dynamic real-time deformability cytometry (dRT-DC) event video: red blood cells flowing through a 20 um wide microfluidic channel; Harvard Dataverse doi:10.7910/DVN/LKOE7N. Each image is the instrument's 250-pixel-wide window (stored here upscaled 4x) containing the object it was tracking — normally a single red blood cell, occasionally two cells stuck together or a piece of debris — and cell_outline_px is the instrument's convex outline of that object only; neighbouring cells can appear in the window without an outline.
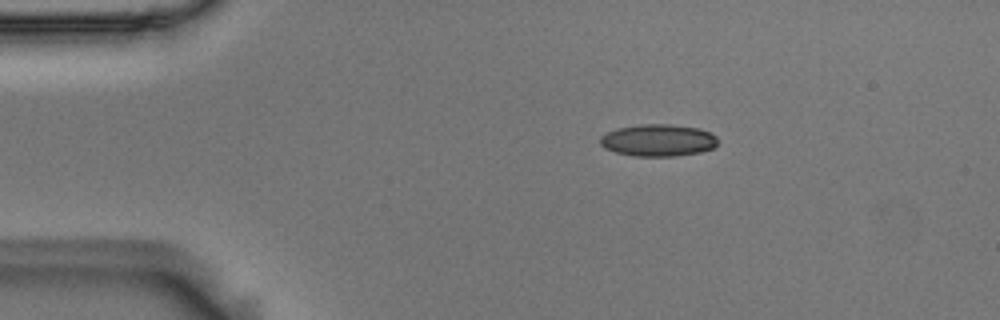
{"species": "Egyptian fruit bat (a non-hibernating species)", "species_latin": "Rousettus aegyptiacus", "temperature_condition": "room temperature", "stored_images_in_passage": 2, "camera_frame_rate_fps": 3000, "um_per_image_px": 0.085, "animal": {"sex": "male"}, "frame": {"image": 1, "passage_image": 1, "time_ms": 0.0, "image_size_px": [1000, 320], "cell_outline_px": [[720, 140], [712, 148], [700, 152], [676, 156], [636, 156], [616, 152], [604, 148], [600, 144], [600, 136], [616, 128], [640, 124], [668, 124], [700, 128], [716, 136]], "centroid_in_image_um": [55.94, 11.92], "position_along_channel_um": 29.1, "area_um2": 22.02}}